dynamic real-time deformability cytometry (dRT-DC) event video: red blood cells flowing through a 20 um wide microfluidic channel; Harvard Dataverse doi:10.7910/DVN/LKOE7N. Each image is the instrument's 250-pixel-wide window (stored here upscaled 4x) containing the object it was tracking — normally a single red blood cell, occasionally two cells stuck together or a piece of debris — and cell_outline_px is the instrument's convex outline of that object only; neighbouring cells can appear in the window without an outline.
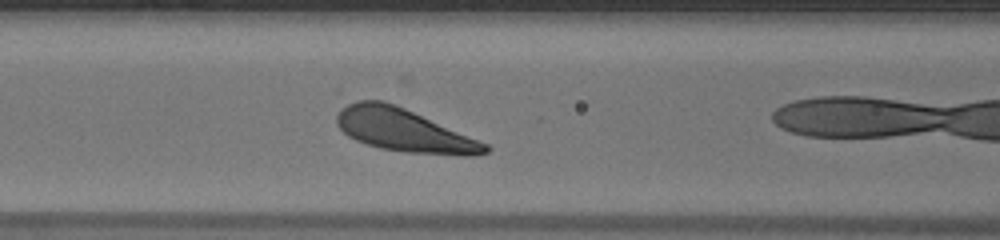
{"species": "human", "species_latin": "Homo sapiens", "temperature_condition": "warm", "stored_images_in_passage": 19, "camera_frame_rate_fps": 3000, "um_per_image_px": 0.085, "donor": {"sex": "male"}, "frame": {"image": 1, "passage_image": 18, "time_ms": 5.667, "image_size_px": [1000, 240], "cell_outline_px": [[492, 148], [488, 152], [476, 156], [460, 156], [408, 152], [380, 148], [356, 140], [348, 136], [336, 124], [336, 116], [344, 100], [384, 100], [404, 108], [488, 144]], "centroid_in_image_um": [34.29, 11.06], "position_along_channel_um": 132.3, "area_um2": 37.28}}